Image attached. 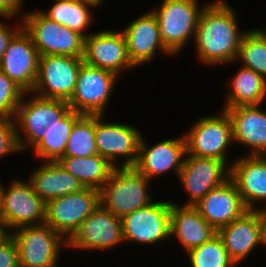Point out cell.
I'll list each match as a JSON object with an SVG mask.
<instances>
[{"label":"cell","mask_w":266,"mask_h":267,"mask_svg":"<svg viewBox=\"0 0 266 267\" xmlns=\"http://www.w3.org/2000/svg\"><path fill=\"white\" fill-rule=\"evenodd\" d=\"M82 114L70 110L44 137L32 148L41 162H57L64 156L71 129Z\"/></svg>","instance_id":"obj_29"},{"label":"cell","mask_w":266,"mask_h":267,"mask_svg":"<svg viewBox=\"0 0 266 267\" xmlns=\"http://www.w3.org/2000/svg\"><path fill=\"white\" fill-rule=\"evenodd\" d=\"M121 32L126 41L129 59L135 67L153 60L156 51L173 55L160 38L158 21L151 10L139 15Z\"/></svg>","instance_id":"obj_19"},{"label":"cell","mask_w":266,"mask_h":267,"mask_svg":"<svg viewBox=\"0 0 266 267\" xmlns=\"http://www.w3.org/2000/svg\"><path fill=\"white\" fill-rule=\"evenodd\" d=\"M34 192L46 203L67 194L79 192L84 185L58 162H43L29 176Z\"/></svg>","instance_id":"obj_25"},{"label":"cell","mask_w":266,"mask_h":267,"mask_svg":"<svg viewBox=\"0 0 266 267\" xmlns=\"http://www.w3.org/2000/svg\"><path fill=\"white\" fill-rule=\"evenodd\" d=\"M83 62L108 70L117 76H120L123 70L135 67L129 59L123 33L112 29L90 32L84 38Z\"/></svg>","instance_id":"obj_16"},{"label":"cell","mask_w":266,"mask_h":267,"mask_svg":"<svg viewBox=\"0 0 266 267\" xmlns=\"http://www.w3.org/2000/svg\"><path fill=\"white\" fill-rule=\"evenodd\" d=\"M150 180L134 167H115L99 190L100 206L122 218L152 203L148 195Z\"/></svg>","instance_id":"obj_3"},{"label":"cell","mask_w":266,"mask_h":267,"mask_svg":"<svg viewBox=\"0 0 266 267\" xmlns=\"http://www.w3.org/2000/svg\"><path fill=\"white\" fill-rule=\"evenodd\" d=\"M83 58L66 55L40 56L37 79L31 92L42 98L69 101Z\"/></svg>","instance_id":"obj_9"},{"label":"cell","mask_w":266,"mask_h":267,"mask_svg":"<svg viewBox=\"0 0 266 267\" xmlns=\"http://www.w3.org/2000/svg\"><path fill=\"white\" fill-rule=\"evenodd\" d=\"M240 58V59H239ZM236 60L266 79V30L251 29L243 36Z\"/></svg>","instance_id":"obj_31"},{"label":"cell","mask_w":266,"mask_h":267,"mask_svg":"<svg viewBox=\"0 0 266 267\" xmlns=\"http://www.w3.org/2000/svg\"><path fill=\"white\" fill-rule=\"evenodd\" d=\"M57 162L78 179L84 187L97 190L104 186L115 168V166L99 154L88 157L63 156Z\"/></svg>","instance_id":"obj_26"},{"label":"cell","mask_w":266,"mask_h":267,"mask_svg":"<svg viewBox=\"0 0 266 267\" xmlns=\"http://www.w3.org/2000/svg\"><path fill=\"white\" fill-rule=\"evenodd\" d=\"M261 105H241L224 107L233 132V140L251 151L244 155L266 156V111Z\"/></svg>","instance_id":"obj_21"},{"label":"cell","mask_w":266,"mask_h":267,"mask_svg":"<svg viewBox=\"0 0 266 267\" xmlns=\"http://www.w3.org/2000/svg\"><path fill=\"white\" fill-rule=\"evenodd\" d=\"M28 95L24 93L13 119L20 153L30 151L71 110L67 101L36 95L25 100Z\"/></svg>","instance_id":"obj_2"},{"label":"cell","mask_w":266,"mask_h":267,"mask_svg":"<svg viewBox=\"0 0 266 267\" xmlns=\"http://www.w3.org/2000/svg\"><path fill=\"white\" fill-rule=\"evenodd\" d=\"M227 253L236 266L261 244L258 210H248L240 218L217 230Z\"/></svg>","instance_id":"obj_23"},{"label":"cell","mask_w":266,"mask_h":267,"mask_svg":"<svg viewBox=\"0 0 266 267\" xmlns=\"http://www.w3.org/2000/svg\"><path fill=\"white\" fill-rule=\"evenodd\" d=\"M2 188L3 185L0 183V217H1V204H2Z\"/></svg>","instance_id":"obj_40"},{"label":"cell","mask_w":266,"mask_h":267,"mask_svg":"<svg viewBox=\"0 0 266 267\" xmlns=\"http://www.w3.org/2000/svg\"><path fill=\"white\" fill-rule=\"evenodd\" d=\"M143 137L142 134L138 158L133 167L150 181L169 170H174L178 177L187 154L185 136L166 139L153 146L148 145Z\"/></svg>","instance_id":"obj_18"},{"label":"cell","mask_w":266,"mask_h":267,"mask_svg":"<svg viewBox=\"0 0 266 267\" xmlns=\"http://www.w3.org/2000/svg\"><path fill=\"white\" fill-rule=\"evenodd\" d=\"M14 230L12 238L17 245L20 267L57 266L62 246L67 247V241L59 233L45 223Z\"/></svg>","instance_id":"obj_6"},{"label":"cell","mask_w":266,"mask_h":267,"mask_svg":"<svg viewBox=\"0 0 266 267\" xmlns=\"http://www.w3.org/2000/svg\"><path fill=\"white\" fill-rule=\"evenodd\" d=\"M24 91L0 70V117L14 119Z\"/></svg>","instance_id":"obj_33"},{"label":"cell","mask_w":266,"mask_h":267,"mask_svg":"<svg viewBox=\"0 0 266 267\" xmlns=\"http://www.w3.org/2000/svg\"><path fill=\"white\" fill-rule=\"evenodd\" d=\"M259 211V221L261 229V244L266 245V207L257 209Z\"/></svg>","instance_id":"obj_38"},{"label":"cell","mask_w":266,"mask_h":267,"mask_svg":"<svg viewBox=\"0 0 266 267\" xmlns=\"http://www.w3.org/2000/svg\"><path fill=\"white\" fill-rule=\"evenodd\" d=\"M228 81L230 92L224 107L261 105L266 98V79L251 69L242 66Z\"/></svg>","instance_id":"obj_27"},{"label":"cell","mask_w":266,"mask_h":267,"mask_svg":"<svg viewBox=\"0 0 266 267\" xmlns=\"http://www.w3.org/2000/svg\"><path fill=\"white\" fill-rule=\"evenodd\" d=\"M117 80L116 74L83 62L69 107L80 114L104 116Z\"/></svg>","instance_id":"obj_10"},{"label":"cell","mask_w":266,"mask_h":267,"mask_svg":"<svg viewBox=\"0 0 266 267\" xmlns=\"http://www.w3.org/2000/svg\"><path fill=\"white\" fill-rule=\"evenodd\" d=\"M235 160L231 161L230 178L246 208L257 210L255 203L266 200V156L243 155Z\"/></svg>","instance_id":"obj_22"},{"label":"cell","mask_w":266,"mask_h":267,"mask_svg":"<svg viewBox=\"0 0 266 267\" xmlns=\"http://www.w3.org/2000/svg\"><path fill=\"white\" fill-rule=\"evenodd\" d=\"M171 204L170 238L178 239L185 251L201 246L217 234V231L192 205Z\"/></svg>","instance_id":"obj_24"},{"label":"cell","mask_w":266,"mask_h":267,"mask_svg":"<svg viewBox=\"0 0 266 267\" xmlns=\"http://www.w3.org/2000/svg\"><path fill=\"white\" fill-rule=\"evenodd\" d=\"M0 267H20L17 245L12 237L0 245Z\"/></svg>","instance_id":"obj_35"},{"label":"cell","mask_w":266,"mask_h":267,"mask_svg":"<svg viewBox=\"0 0 266 267\" xmlns=\"http://www.w3.org/2000/svg\"><path fill=\"white\" fill-rule=\"evenodd\" d=\"M198 0H163L160 7L151 10L156 16L160 38L164 46L177 55L195 37L201 12Z\"/></svg>","instance_id":"obj_5"},{"label":"cell","mask_w":266,"mask_h":267,"mask_svg":"<svg viewBox=\"0 0 266 267\" xmlns=\"http://www.w3.org/2000/svg\"><path fill=\"white\" fill-rule=\"evenodd\" d=\"M21 24L40 56L66 55L83 58L84 37L47 18L40 10L22 14Z\"/></svg>","instance_id":"obj_4"},{"label":"cell","mask_w":266,"mask_h":267,"mask_svg":"<svg viewBox=\"0 0 266 267\" xmlns=\"http://www.w3.org/2000/svg\"><path fill=\"white\" fill-rule=\"evenodd\" d=\"M53 6L47 11H41L50 20L66 26L81 34L84 38L89 35L84 31L93 23V15L90 11L98 5L90 0L66 1L54 0ZM85 33V34H84Z\"/></svg>","instance_id":"obj_28"},{"label":"cell","mask_w":266,"mask_h":267,"mask_svg":"<svg viewBox=\"0 0 266 267\" xmlns=\"http://www.w3.org/2000/svg\"><path fill=\"white\" fill-rule=\"evenodd\" d=\"M219 113L199 118L184 134L187 155L214 158L224 161L230 167L226 151L234 142L232 125L224 109Z\"/></svg>","instance_id":"obj_7"},{"label":"cell","mask_w":266,"mask_h":267,"mask_svg":"<svg viewBox=\"0 0 266 267\" xmlns=\"http://www.w3.org/2000/svg\"><path fill=\"white\" fill-rule=\"evenodd\" d=\"M211 2L205 4L195 31L196 57L212 66L236 62L247 31H239L236 13L225 0Z\"/></svg>","instance_id":"obj_1"},{"label":"cell","mask_w":266,"mask_h":267,"mask_svg":"<svg viewBox=\"0 0 266 267\" xmlns=\"http://www.w3.org/2000/svg\"><path fill=\"white\" fill-rule=\"evenodd\" d=\"M170 201H153L121 218L124 241L154 245L170 238Z\"/></svg>","instance_id":"obj_11"},{"label":"cell","mask_w":266,"mask_h":267,"mask_svg":"<svg viewBox=\"0 0 266 267\" xmlns=\"http://www.w3.org/2000/svg\"><path fill=\"white\" fill-rule=\"evenodd\" d=\"M22 28V24L20 21V25L16 26L12 29V27H8V25L4 24L0 21V61L1 58L8 46V43L12 39V37Z\"/></svg>","instance_id":"obj_37"},{"label":"cell","mask_w":266,"mask_h":267,"mask_svg":"<svg viewBox=\"0 0 266 267\" xmlns=\"http://www.w3.org/2000/svg\"><path fill=\"white\" fill-rule=\"evenodd\" d=\"M195 207L216 231L248 211L231 178L212 189Z\"/></svg>","instance_id":"obj_20"},{"label":"cell","mask_w":266,"mask_h":267,"mask_svg":"<svg viewBox=\"0 0 266 267\" xmlns=\"http://www.w3.org/2000/svg\"><path fill=\"white\" fill-rule=\"evenodd\" d=\"M24 0H0V17L12 19L20 14Z\"/></svg>","instance_id":"obj_36"},{"label":"cell","mask_w":266,"mask_h":267,"mask_svg":"<svg viewBox=\"0 0 266 267\" xmlns=\"http://www.w3.org/2000/svg\"><path fill=\"white\" fill-rule=\"evenodd\" d=\"M19 151L14 120L0 117V159Z\"/></svg>","instance_id":"obj_34"},{"label":"cell","mask_w":266,"mask_h":267,"mask_svg":"<svg viewBox=\"0 0 266 267\" xmlns=\"http://www.w3.org/2000/svg\"><path fill=\"white\" fill-rule=\"evenodd\" d=\"M124 242L122 221L101 206L96 208L67 241L79 250H108Z\"/></svg>","instance_id":"obj_15"},{"label":"cell","mask_w":266,"mask_h":267,"mask_svg":"<svg viewBox=\"0 0 266 267\" xmlns=\"http://www.w3.org/2000/svg\"><path fill=\"white\" fill-rule=\"evenodd\" d=\"M11 184L2 188L1 204V218L9 229L44 224L45 202L34 192L29 180L15 179Z\"/></svg>","instance_id":"obj_14"},{"label":"cell","mask_w":266,"mask_h":267,"mask_svg":"<svg viewBox=\"0 0 266 267\" xmlns=\"http://www.w3.org/2000/svg\"><path fill=\"white\" fill-rule=\"evenodd\" d=\"M100 206L99 190L85 187L45 203L44 223L68 241L80 224Z\"/></svg>","instance_id":"obj_8"},{"label":"cell","mask_w":266,"mask_h":267,"mask_svg":"<svg viewBox=\"0 0 266 267\" xmlns=\"http://www.w3.org/2000/svg\"><path fill=\"white\" fill-rule=\"evenodd\" d=\"M8 228V224L0 217V245L12 237V233L7 230Z\"/></svg>","instance_id":"obj_39"},{"label":"cell","mask_w":266,"mask_h":267,"mask_svg":"<svg viewBox=\"0 0 266 267\" xmlns=\"http://www.w3.org/2000/svg\"><path fill=\"white\" fill-rule=\"evenodd\" d=\"M90 1L96 3L98 6L99 5L102 6L101 4L103 3L104 0H90Z\"/></svg>","instance_id":"obj_41"},{"label":"cell","mask_w":266,"mask_h":267,"mask_svg":"<svg viewBox=\"0 0 266 267\" xmlns=\"http://www.w3.org/2000/svg\"><path fill=\"white\" fill-rule=\"evenodd\" d=\"M229 178L230 167L224 161L186 154L178 175L189 199L184 205L195 206L212 189Z\"/></svg>","instance_id":"obj_13"},{"label":"cell","mask_w":266,"mask_h":267,"mask_svg":"<svg viewBox=\"0 0 266 267\" xmlns=\"http://www.w3.org/2000/svg\"><path fill=\"white\" fill-rule=\"evenodd\" d=\"M103 115H95V139L98 154L116 167L119 157L124 158L119 167H133L138 158L142 133L124 123L103 122Z\"/></svg>","instance_id":"obj_12"},{"label":"cell","mask_w":266,"mask_h":267,"mask_svg":"<svg viewBox=\"0 0 266 267\" xmlns=\"http://www.w3.org/2000/svg\"><path fill=\"white\" fill-rule=\"evenodd\" d=\"M187 253L191 267H234L236 265L218 234Z\"/></svg>","instance_id":"obj_32"},{"label":"cell","mask_w":266,"mask_h":267,"mask_svg":"<svg viewBox=\"0 0 266 267\" xmlns=\"http://www.w3.org/2000/svg\"><path fill=\"white\" fill-rule=\"evenodd\" d=\"M39 58L30 36L21 28L8 43L0 70L25 93H31L37 79Z\"/></svg>","instance_id":"obj_17"},{"label":"cell","mask_w":266,"mask_h":267,"mask_svg":"<svg viewBox=\"0 0 266 267\" xmlns=\"http://www.w3.org/2000/svg\"><path fill=\"white\" fill-rule=\"evenodd\" d=\"M98 154L95 139V115L82 114L74 123L64 156L88 157Z\"/></svg>","instance_id":"obj_30"}]
</instances>
